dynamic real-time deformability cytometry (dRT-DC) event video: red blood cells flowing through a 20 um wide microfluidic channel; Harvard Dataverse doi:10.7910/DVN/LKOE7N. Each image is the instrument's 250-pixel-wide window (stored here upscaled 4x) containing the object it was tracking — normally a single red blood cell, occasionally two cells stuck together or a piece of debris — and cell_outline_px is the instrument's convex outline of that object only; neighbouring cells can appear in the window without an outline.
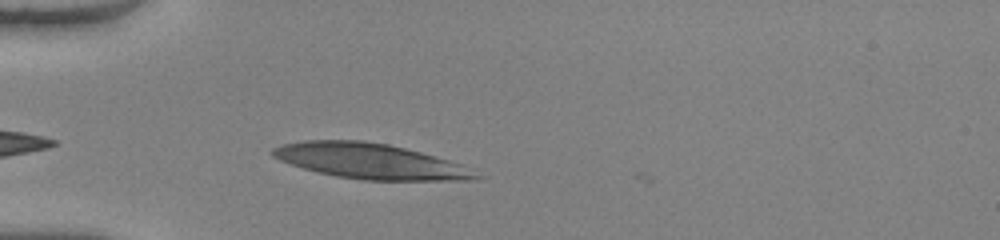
{"species": "human", "species_latin": "Homo sapiens", "temperature_condition": "warm", "stored_images_in_passage": 33, "camera_frame_rate_fps": 3000, "um_per_image_px": 0.085, "donor": {"sex": "female"}, "frame": {"image": 1, "passage_image": 2, "time_ms": 0.333, "image_size_px": [1000, 240], "cell_outline_px": [[484, 176], [476, 180], [360, 180], [336, 176], [304, 168], [280, 160], [272, 156], [268, 152], [272, 148], [284, 144], [304, 140], [364, 140], [388, 144], [436, 156], [460, 164]], "centroid_in_image_um": [31.47, 13.7], "position_along_channel_um": 53.5, "area_um2": 41.73}}
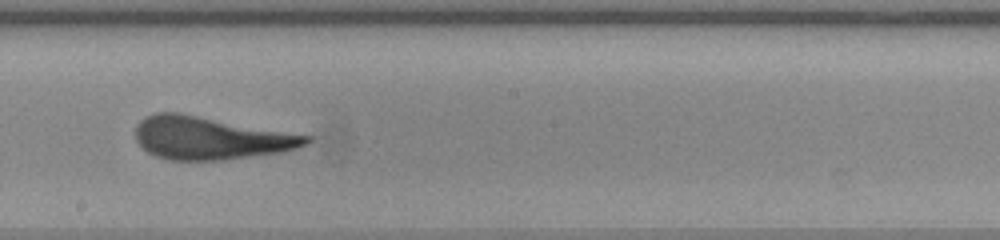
{"frame": {"image": 2, "passage_image": 16, "time_ms": 5.0, "image_size_px": [1000, 240], "cell_outline_px": [[312, 140], [308, 144], [296, 148], [280, 152], [220, 160], [168, 160], [156, 156], [148, 152], [136, 140], [136, 124], [144, 116], [156, 112], [180, 112], [312, 136]], "centroid_in_image_um": [17.86, 11.71], "position_along_channel_um": 230.3, "area_um2": 42.6}}
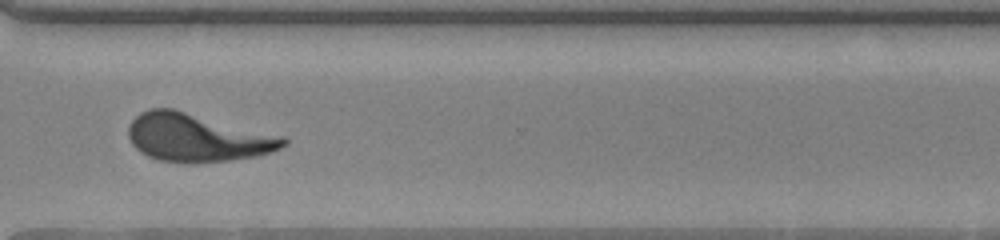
{"frame": {"image": 3, "passage_image": 25, "time_ms": 8.0, "image_size_px": [1000, 240], "cell_outline_px": [[288, 144], [272, 152], [256, 156], [232, 160], [160, 160], [148, 156], [140, 152], [132, 144], [128, 136], [128, 128], [132, 120], [140, 112], [148, 108], [172, 108], [284, 136], [288, 140]], "centroid_in_image_um": [16.77, 11.65], "position_along_channel_um": 353.8, "area_um2": 42.66}}